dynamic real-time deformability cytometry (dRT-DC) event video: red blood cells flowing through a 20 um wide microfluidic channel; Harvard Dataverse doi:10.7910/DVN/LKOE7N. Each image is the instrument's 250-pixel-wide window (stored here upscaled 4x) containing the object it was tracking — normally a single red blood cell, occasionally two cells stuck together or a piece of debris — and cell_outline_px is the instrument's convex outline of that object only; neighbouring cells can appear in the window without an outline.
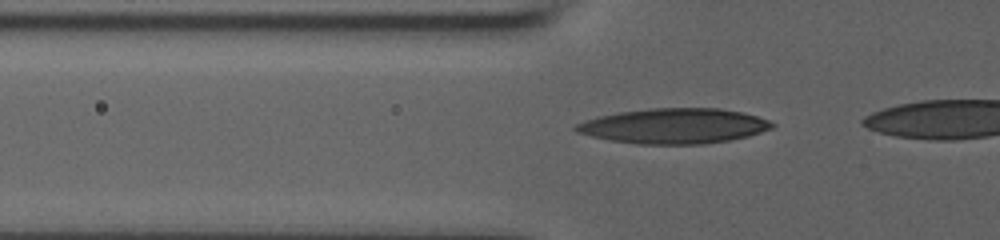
{"species": "human", "species_latin": "Homo sapiens", "temperature_condition": "room temperature", "stored_images_in_passage": 19, "camera_frame_rate_fps": 3000, "um_per_image_px": 0.085, "donor": {"sex": "male"}, "frame": {"image": 1, "passage_image": 3, "time_ms": 0.667, "image_size_px": [1000, 240], "cell_outline_px": [[776, 124], [772, 128], [748, 136], [728, 140], [704, 144], [640, 144], [608, 140], [576, 132], [572, 128], [576, 124], [584, 120], [596, 116], [616, 112], [652, 108], [720, 108], [740, 112], [756, 116], [768, 120]], "centroid_in_image_um": [57.24, 10.7], "position_along_channel_um": 68.6, "area_um2": 40.29}}
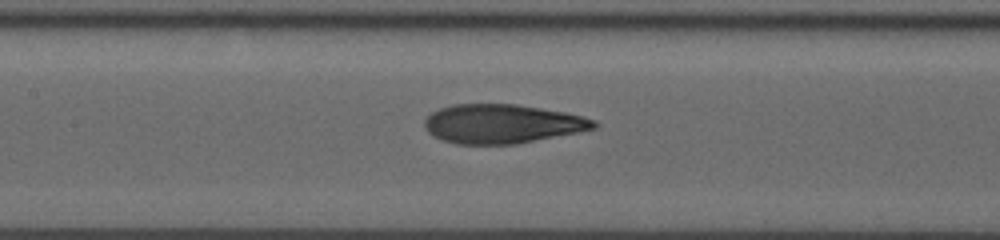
{"frame": {"image": 2, "passage_image": 11, "time_ms": 3.333, "image_size_px": [1000, 240], "cell_outline_px": [[600, 124], [596, 128], [516, 144], [456, 144], [432, 136], [424, 128], [424, 120], [432, 112], [440, 108], [452, 104], [516, 104], [564, 112], [584, 116], [596, 120]], "centroid_in_image_um": [42.67, 10.52], "position_along_channel_um": 164.7, "area_um2": 38.55}}
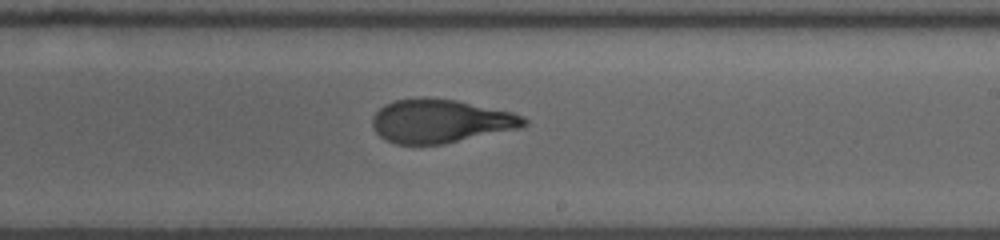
{"frame": {"image": 3, "passage_image": 18, "time_ms": 5.667, "image_size_px": [1000, 240], "cell_outline_px": [[528, 124], [520, 128], [444, 144], [396, 144], [380, 136], [372, 128], [372, 116], [384, 104], [392, 100], [424, 96], [428, 96], [456, 100], [512, 112], [524, 116], [528, 120]], "centroid_in_image_um": [37.43, 10.27], "position_along_channel_um": 251.6, "area_um2": 38.84}}